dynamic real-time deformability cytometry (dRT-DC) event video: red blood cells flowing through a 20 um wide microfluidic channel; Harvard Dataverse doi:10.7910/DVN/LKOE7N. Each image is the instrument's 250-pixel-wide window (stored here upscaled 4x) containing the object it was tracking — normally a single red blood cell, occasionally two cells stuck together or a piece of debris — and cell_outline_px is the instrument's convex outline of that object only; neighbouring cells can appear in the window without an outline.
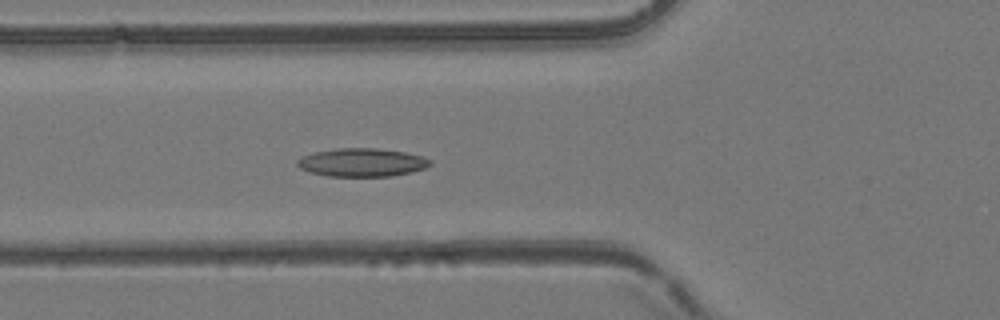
{"species": "common noctule bat (a hibernating species)", "species_latin": "Nyctalus noctula", "temperature_condition": "room temperature", "stored_images_in_passage": 40, "camera_frame_rate_fps": 3000, "um_per_image_px": 0.085, "animal": {"sex": "female", "body_mass_g": 24.6, "forearm_length_mm": 56.2}, "frame": {"image": 1, "passage_image": 6, "time_ms": 1.667, "image_size_px": [1000, 320], "cell_outline_px": [[432, 164], [424, 168], [412, 172], [392, 176], [328, 176], [312, 172], [300, 168], [296, 164], [296, 160], [304, 156], [316, 152], [336, 148], [376, 148], [404, 152], [424, 156], [432, 160]], "centroid_in_image_um": [30.81, 13.8], "position_along_channel_um": 95.0, "area_um2": 21.85}}
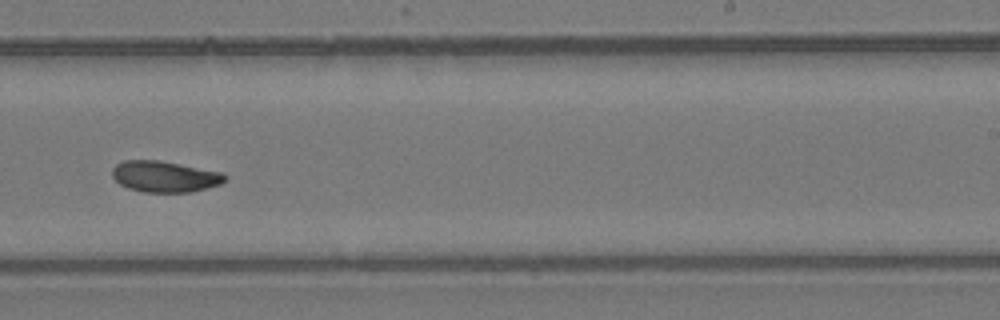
{"frame": {"image": 2, "passage_image": 20, "time_ms": 6.333, "image_size_px": [1000, 320], "cell_outline_px": [[228, 176], [220, 184], [188, 192], [144, 192], [128, 188], [120, 184], [112, 176], [112, 168], [116, 164], [124, 160], [160, 160], [220, 172]], "centroid_in_image_um": [13.95, 15.0], "position_along_channel_um": 275.0, "area_um2": 20.23}}
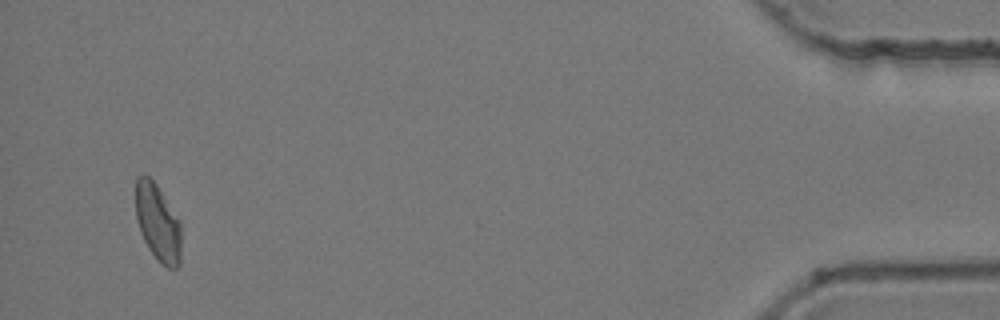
{"frame": {"image": 3, "passage_image": 38, "time_ms": 12.333, "image_size_px": [1000, 320], "cell_outline_px": [[180, 264], [176, 268], [168, 268], [160, 264], [156, 260], [148, 248], [140, 232], [136, 220], [136, 176], [148, 176], [156, 184], [180, 220]], "centroid_in_image_um": [13.41, 18.96], "position_along_channel_um": 421.8, "area_um2": 20.52}, "authors_computed_cell_mechanics": {"area_um2": 20.4901, "velocity_mm_per_s": 3.8509, "shape_relaxation_time_tau1_ms": null, "shape_relaxation_time_tau2_ms": 4.5834, "deformation_change_tau1": null, "deformation_change_tau2": 0.0879}}